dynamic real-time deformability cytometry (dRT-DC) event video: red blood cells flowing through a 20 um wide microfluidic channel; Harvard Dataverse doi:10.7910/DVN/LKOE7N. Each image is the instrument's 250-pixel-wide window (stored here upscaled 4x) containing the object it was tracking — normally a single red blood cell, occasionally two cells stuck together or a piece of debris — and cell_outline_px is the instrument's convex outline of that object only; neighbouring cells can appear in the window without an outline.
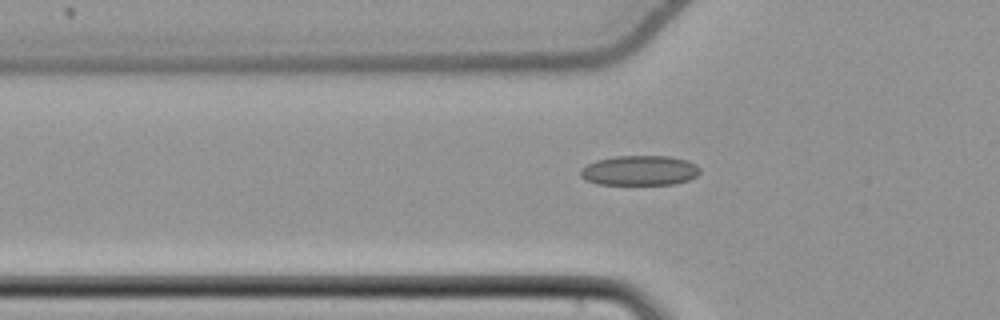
{"species": "common noctule bat (a hibernating species)", "species_latin": "Nyctalus noctula", "temperature_condition": "cold", "stored_images_in_passage": 50, "camera_frame_rate_fps": 3000, "um_per_image_px": 0.085, "animal": {"sex": "female", "body_mass_g": 22.7, "forearm_length_mm": 54.2}, "frame": {"image": 1, "passage_image": 19, "time_ms": 6.0, "image_size_px": [1000, 320], "cell_outline_px": [[700, 172], [696, 176], [688, 180], [672, 184], [596, 184], [584, 180], [580, 176], [580, 168], [596, 160], [616, 156], [668, 156], [688, 160], [696, 164], [700, 168]], "centroid_in_image_um": [54.35, 14.49], "position_along_channel_um": 71.5, "area_um2": 20.92}}
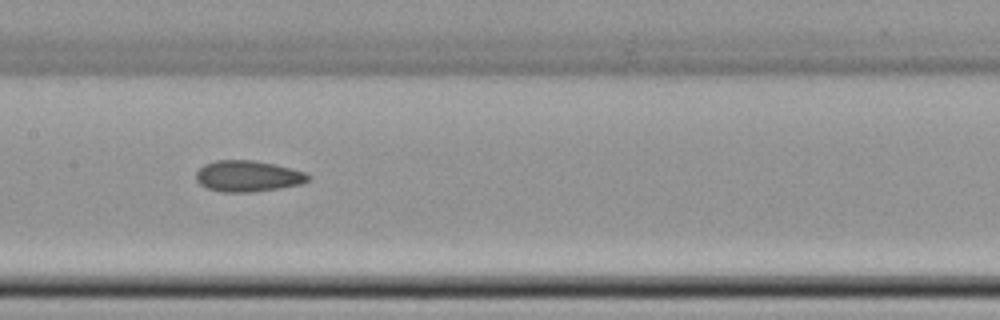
{"frame": {"image": 2, "passage_image": 28, "time_ms": 9.0, "image_size_px": [1000, 320], "cell_outline_px": [[312, 176], [308, 180], [300, 184], [280, 188], [252, 192], [220, 192], [208, 188], [200, 184], [196, 180], [196, 172], [204, 164], [216, 160], [252, 160], [276, 164], [304, 172]], "centroid_in_image_um": [21.06, 14.97], "position_along_channel_um": 186.3, "area_um2": 20.35}}
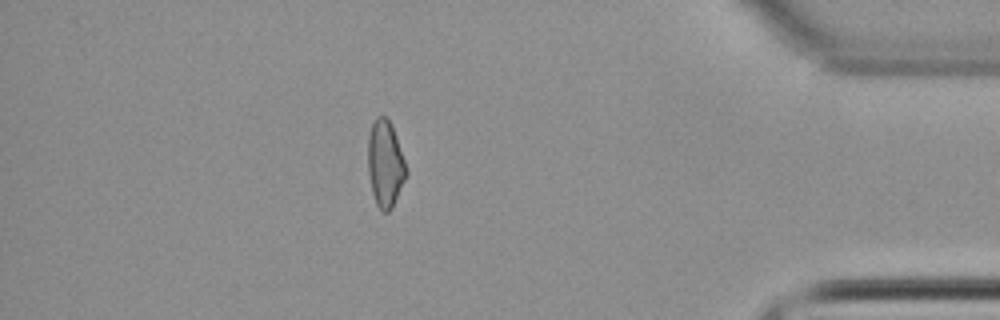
{"frame": {"image": 3, "passage_image": 48, "time_ms": 15.667, "image_size_px": [1000, 320], "cell_outline_px": [[408, 172], [392, 208], [388, 212], [380, 212], [376, 204], [372, 192], [368, 172], [368, 136], [372, 124], [376, 116], [384, 116], [392, 124]], "centroid_in_image_um": [32.73, 13.94], "position_along_channel_um": 402.5, "area_um2": 19.31}}